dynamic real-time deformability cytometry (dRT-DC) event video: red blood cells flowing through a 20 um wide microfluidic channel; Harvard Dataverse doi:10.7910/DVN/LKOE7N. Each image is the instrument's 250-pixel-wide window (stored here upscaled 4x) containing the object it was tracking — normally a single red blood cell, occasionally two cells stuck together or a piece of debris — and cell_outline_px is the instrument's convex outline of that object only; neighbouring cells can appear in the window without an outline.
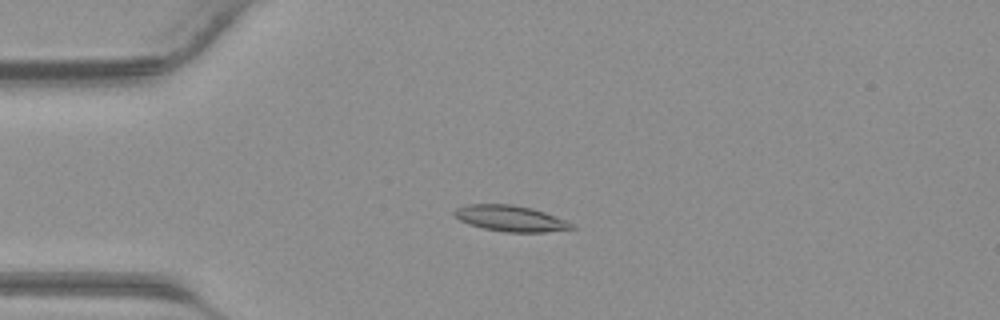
{"species": "common noctule bat (a hibernating species)", "species_latin": "Nyctalus noctula", "temperature_condition": "warm", "stored_images_in_passage": 24, "camera_frame_rate_fps": 3000, "um_per_image_px": 0.085, "animal": {"sex": "male", "body_mass_g": 23.1, "forearm_length_mm": 52.7}, "frame": {"image": 1, "passage_image": 3, "time_ms": 0.667, "image_size_px": [1000, 320], "cell_outline_px": [[576, 228], [544, 232], [504, 232], [484, 228], [468, 224], [452, 216], [452, 212], [456, 208], [468, 204], [512, 204], [532, 208], [568, 220]], "centroid_in_image_um": [43.37, 18.56], "position_along_channel_um": 41.6, "area_um2": 17.86}}
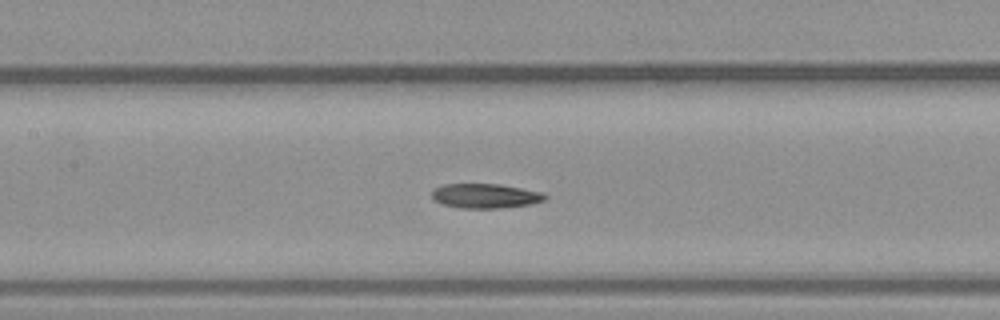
{"frame": {"image": 2, "passage_image": 12, "time_ms": 3.667, "image_size_px": [1000, 320], "cell_outline_px": [[548, 196], [544, 200], [532, 204], [504, 208], [460, 208], [444, 204], [436, 200], [432, 196], [432, 188], [444, 184], [500, 184], [544, 192]], "centroid_in_image_um": [41.29, 16.65], "position_along_channel_um": 166.1, "area_um2": 16.3}}
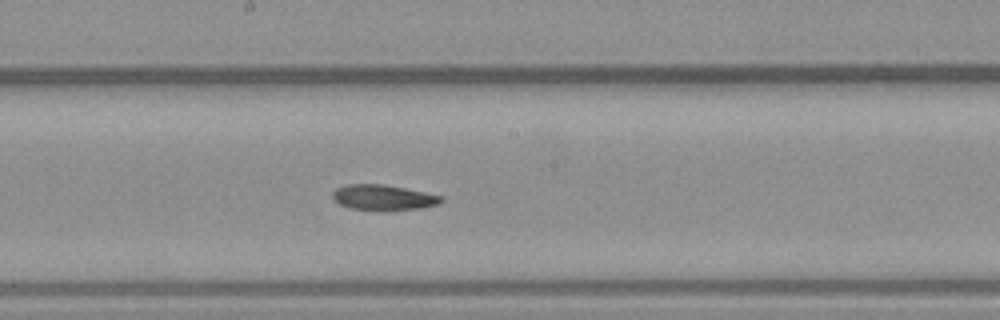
{"frame": {"image": 3, "passage_image": 15, "time_ms": 4.667, "image_size_px": [1000, 320], "cell_outline_px": [[444, 200], [436, 204], [420, 208], [348, 208], [332, 200], [332, 192], [336, 188], [348, 184], [384, 184], [444, 196]], "centroid_in_image_um": [32.54, 16.74], "position_along_channel_um": 215.7, "area_um2": 15.43}}